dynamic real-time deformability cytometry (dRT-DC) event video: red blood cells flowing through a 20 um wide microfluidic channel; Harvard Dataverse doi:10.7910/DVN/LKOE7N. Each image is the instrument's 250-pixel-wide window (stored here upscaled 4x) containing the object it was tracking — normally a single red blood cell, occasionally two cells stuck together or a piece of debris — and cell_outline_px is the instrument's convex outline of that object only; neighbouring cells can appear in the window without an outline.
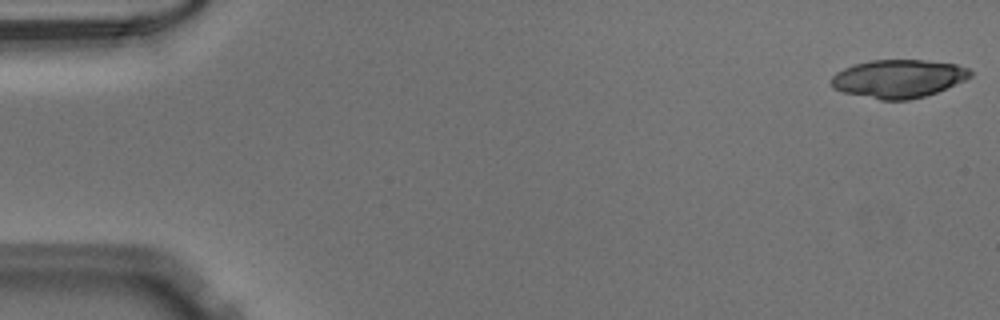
{"species": "Egyptian fruit bat (a non-hibernating species)", "species_latin": "Rousettus aegyptiacus", "temperature_condition": "warm", "stored_images_in_passage": 16, "camera_frame_rate_fps": 3000, "um_per_image_px": 0.085, "animal": {"sex": "male"}, "frame": {"image": 1, "passage_image": 1, "time_ms": 0.0, "image_size_px": [1000, 320], "cell_outline_px": [[972, 76], [964, 80], [936, 92], [924, 96], [908, 100], [880, 100], [844, 92], [832, 88], [832, 76], [836, 72], [852, 64], [868, 60], [924, 60], [956, 64], [968, 68], [972, 72]], "centroid_in_image_um": [76.34, 6.68], "position_along_channel_um": 8.7, "area_um2": 30.87}}
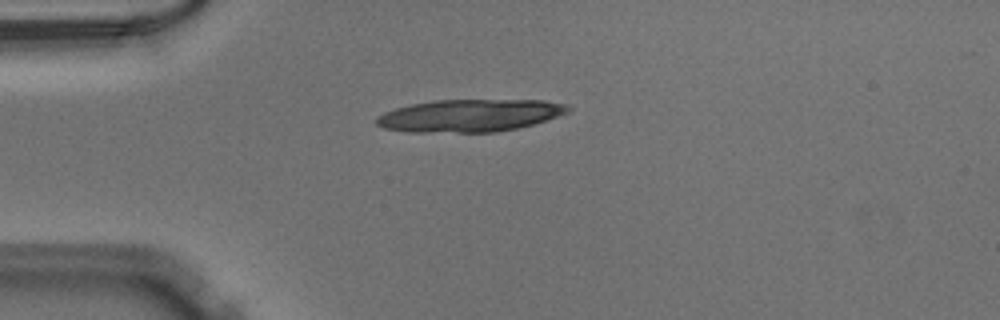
{"frame": {"image": 2, "passage_image": 13, "time_ms": 4.0, "image_size_px": [1000, 320], "cell_outline_px": [[572, 108], [568, 112], [532, 124], [516, 128], [496, 132], [408, 132], [384, 128], [376, 124], [376, 116], [384, 112], [396, 108], [412, 104], [432, 100], [544, 100], [564, 104]], "centroid_in_image_um": [39.88, 9.82], "position_along_channel_um": 45.1, "area_um2": 36.07}}